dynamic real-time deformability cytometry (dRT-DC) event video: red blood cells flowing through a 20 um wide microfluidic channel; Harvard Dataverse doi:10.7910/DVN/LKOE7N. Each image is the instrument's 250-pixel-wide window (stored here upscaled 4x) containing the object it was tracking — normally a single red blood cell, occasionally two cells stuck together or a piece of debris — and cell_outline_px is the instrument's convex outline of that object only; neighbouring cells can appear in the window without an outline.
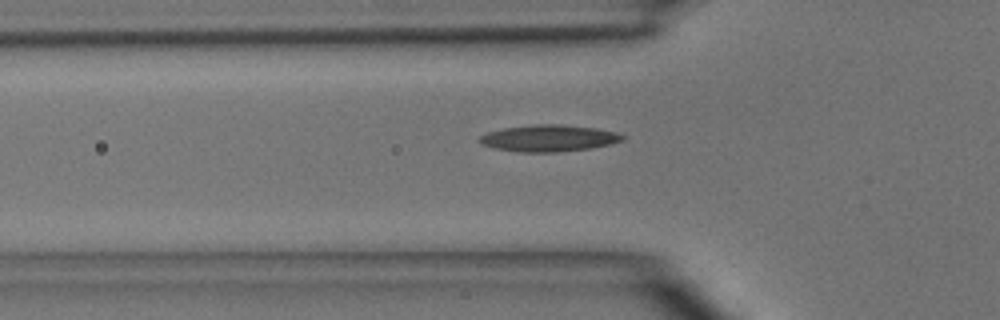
{"species": "common noctule bat (a hibernating species)", "species_latin": "Nyctalus noctula", "temperature_condition": "room temperature", "stored_images_in_passage": 3, "camera_frame_rate_fps": 3000, "um_per_image_px": 0.085, "animal": {"sex": "male", "body_mass_g": 15.6}, "frame": {"image": 1, "passage_image": 3, "time_ms": 3.0, "image_size_px": [1000, 320], "cell_outline_px": [[624, 140], [592, 148], [560, 152], [520, 152], [492, 148], [476, 140], [480, 136], [488, 132], [504, 128], [536, 124], [560, 124], [596, 128], [616, 132], [624, 136]], "centroid_in_image_um": [46.63, 11.75], "position_along_channel_um": 79.2, "area_um2": 22.2}}